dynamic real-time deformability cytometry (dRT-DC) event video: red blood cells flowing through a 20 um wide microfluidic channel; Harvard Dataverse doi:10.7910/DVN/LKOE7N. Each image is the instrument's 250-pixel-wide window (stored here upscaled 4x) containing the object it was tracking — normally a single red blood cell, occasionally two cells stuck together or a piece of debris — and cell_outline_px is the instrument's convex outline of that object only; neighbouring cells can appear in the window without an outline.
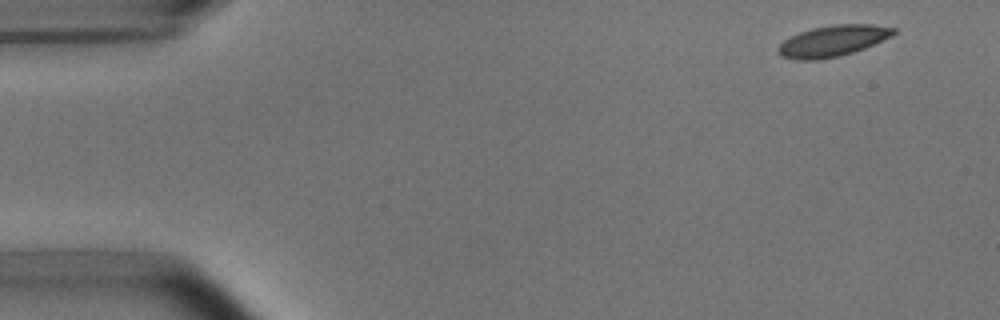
{"species": "common noctule bat (a hibernating species)", "species_latin": "Nyctalus noctula", "temperature_condition": "room temperature", "stored_images_in_passage": 14, "camera_frame_rate_fps": 3000, "um_per_image_px": 0.085, "animal": {"sex": "male", "body_mass_g": 15.6}, "frame": {"image": 1, "passage_image": 1, "time_ms": 0.0, "image_size_px": [1000, 320], "cell_outline_px": [[896, 32], [892, 36], [864, 48], [840, 56], [816, 60], [796, 60], [780, 56], [776, 52], [776, 48], [784, 40], [800, 32], [812, 28], [836, 24], [872, 24], [896, 28]], "centroid_in_image_um": [70.76, 3.48], "position_along_channel_um": 14.2, "area_um2": 20.92}}
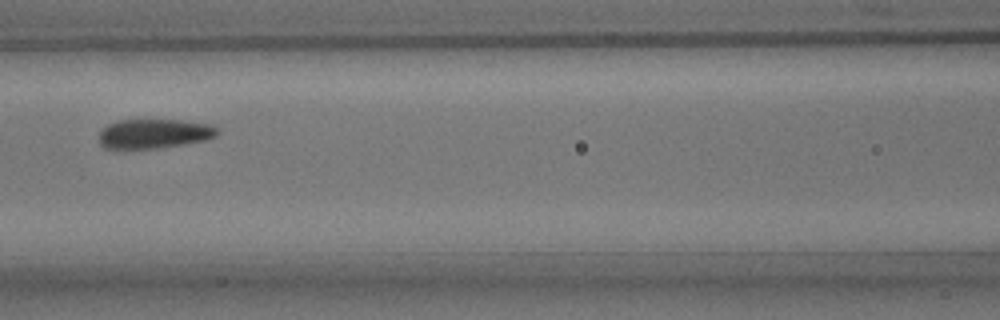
{"frame": {"image": 2, "passage_image": 6, "time_ms": 6.667, "image_size_px": [1000, 320], "cell_outline_px": [[220, 132], [216, 136], [204, 140], [184, 144], [160, 148], [104, 148], [100, 144], [100, 132], [108, 124], [116, 120], [180, 120], [208, 124], [216, 128]], "centroid_in_image_um": [13.1, 11.36], "position_along_channel_um": 153.5, "area_um2": 20.11}}
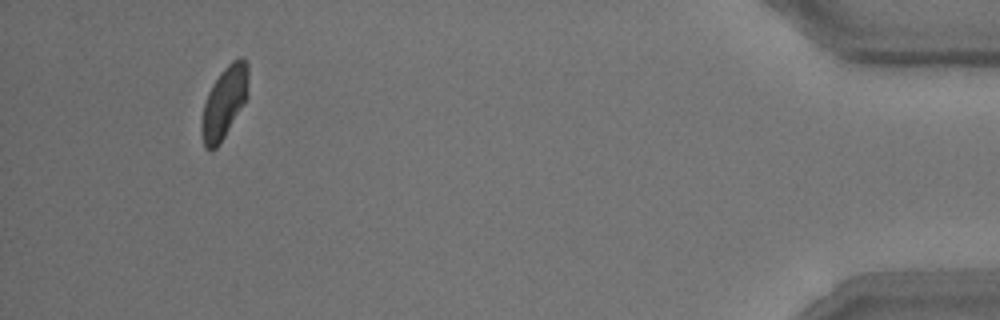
{"frame": {"image": 3, "passage_image": 13, "time_ms": 15.667, "image_size_px": [1000, 320], "cell_outline_px": [[248, 96], [244, 104], [224, 136], [216, 148], [208, 152], [204, 148], [200, 132], [200, 124], [204, 104], [208, 92], [212, 84], [220, 72], [232, 60], [240, 56], [244, 56], [248, 64]], "centroid_in_image_um": [19.05, 8.69], "position_along_channel_um": 416.1, "area_um2": 19.88}, "authors_computed_cell_mechanics": {"area_um2": 20.9814, "velocity_mm_per_s": 3.6827, "shape_relaxation_time_tau1_ms": 3.5318, "shape_relaxation_time_tau2_ms": null, "deformation_change_tau1": 0.1029, "deformation_change_tau2": null}}